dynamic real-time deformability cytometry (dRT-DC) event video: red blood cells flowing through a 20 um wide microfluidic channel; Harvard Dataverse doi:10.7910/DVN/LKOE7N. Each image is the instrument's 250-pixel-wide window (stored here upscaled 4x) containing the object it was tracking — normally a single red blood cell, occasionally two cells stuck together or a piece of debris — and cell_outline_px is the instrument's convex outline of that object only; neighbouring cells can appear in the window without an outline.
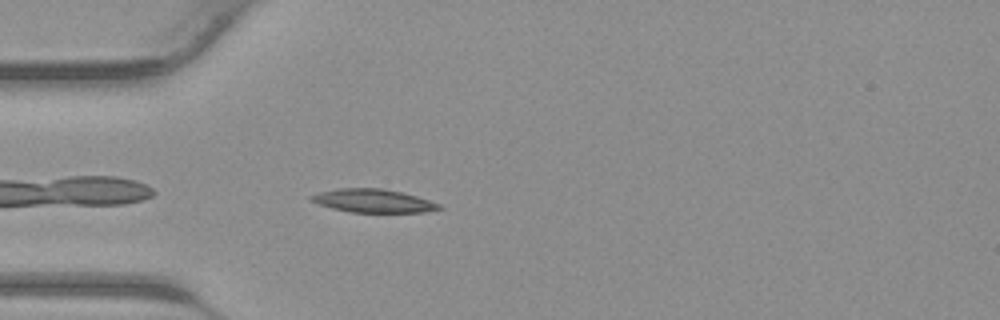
{"species": "common noctule bat (a hibernating species)", "species_latin": "Nyctalus noctula", "temperature_condition": "warm", "stored_images_in_passage": 32, "camera_frame_rate_fps": 3000, "um_per_image_px": 0.085, "animal": {"sex": "male", "body_mass_g": 23.1, "forearm_length_mm": 52.7}, "frame": {"image": 1, "passage_image": 3, "time_ms": 0.667, "image_size_px": [1000, 320], "cell_outline_px": [[444, 208], [424, 212], [348, 212], [332, 208], [320, 204], [312, 200], [308, 196], [320, 192], [340, 188], [380, 188], [400, 192], [416, 196], [440, 204]], "centroid_in_image_um": [31.73, 17.07], "position_along_channel_um": 53.3, "area_um2": 17.17}}
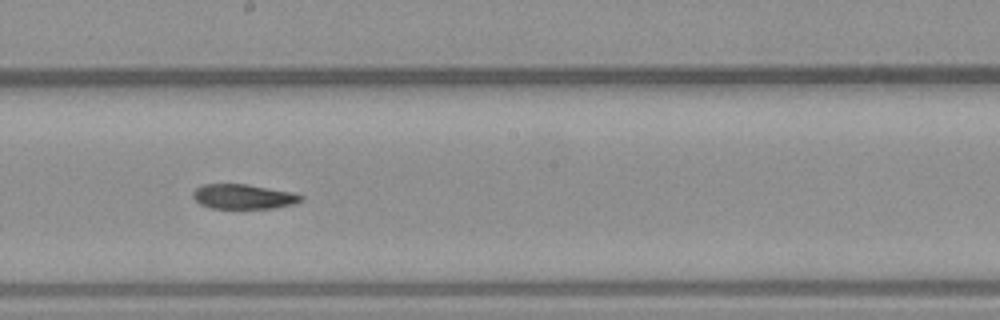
{"frame": {"image": 2, "passage_image": 14, "time_ms": 4.333, "image_size_px": [1000, 320], "cell_outline_px": [[304, 196], [300, 200], [292, 204], [276, 208], [212, 208], [200, 204], [192, 196], [192, 192], [200, 184], [248, 184], [296, 192]], "centroid_in_image_um": [20.69, 16.69], "position_along_channel_um": 227.5, "area_um2": 15.72}}
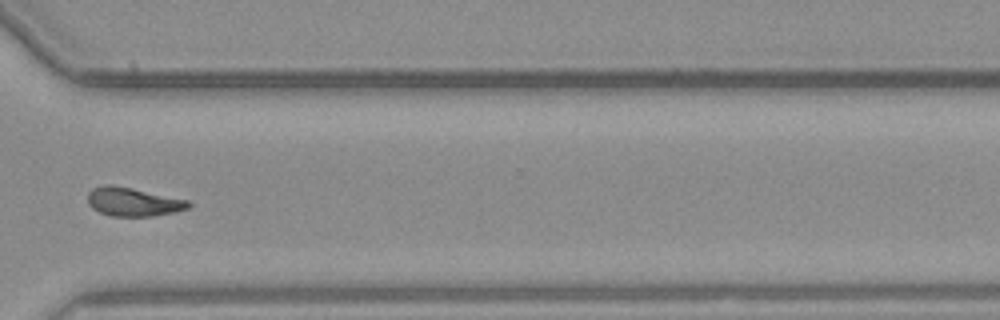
{"frame": {"image": 3, "passage_image": 22, "time_ms": 7.0, "image_size_px": [1000, 320], "cell_outline_px": [[192, 204], [188, 208], [176, 212], [152, 216], [112, 216], [100, 212], [92, 208], [88, 204], [88, 192], [92, 188], [104, 184], [112, 184], [132, 188], [188, 200]], "centroid_in_image_um": [11.3, 17.15], "position_along_channel_um": 359.3, "area_um2": 16.88}}